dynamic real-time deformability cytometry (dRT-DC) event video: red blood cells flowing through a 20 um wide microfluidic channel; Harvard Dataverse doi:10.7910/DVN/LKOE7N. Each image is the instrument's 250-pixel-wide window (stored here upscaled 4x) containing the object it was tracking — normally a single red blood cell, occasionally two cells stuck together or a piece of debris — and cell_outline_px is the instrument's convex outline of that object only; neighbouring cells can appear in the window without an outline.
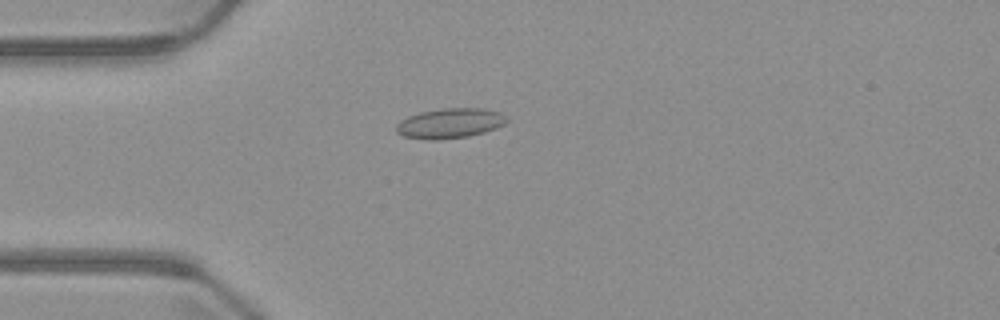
{"species": "common noctule bat (a hibernating species)", "species_latin": "Nyctalus noctula", "temperature_condition": "warm", "stored_images_in_passage": 1, "camera_frame_rate_fps": 3000, "um_per_image_px": 0.085, "animal": {"sex": "male", "body_mass_g": 23.1, "forearm_length_mm": 52.7}, "frame": {"image": 1, "passage_image": 1, "time_ms": 0.0, "image_size_px": [1000, 320], "cell_outline_px": [[508, 120], [504, 124], [496, 128], [484, 132], [468, 136], [436, 140], [432, 140], [404, 136], [396, 132], [396, 124], [400, 120], [408, 116], [420, 112], [444, 108], [484, 108], [500, 112]], "centroid_in_image_um": [38.23, 10.47], "position_along_channel_um": 46.8, "area_um2": 19.25}}